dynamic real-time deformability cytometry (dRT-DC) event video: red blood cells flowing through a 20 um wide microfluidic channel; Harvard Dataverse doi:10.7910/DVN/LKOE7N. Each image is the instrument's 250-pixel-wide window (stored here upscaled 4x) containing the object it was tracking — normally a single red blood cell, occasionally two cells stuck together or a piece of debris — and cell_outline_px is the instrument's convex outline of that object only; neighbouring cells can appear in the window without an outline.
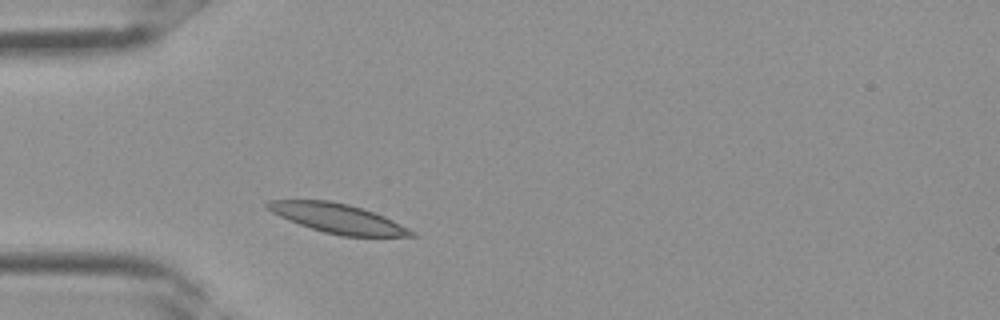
{"species": "Egyptian fruit bat (a non-hibernating species)", "species_latin": "Rousettus aegyptiacus", "temperature_condition": "room temperature", "stored_images_in_passage": 2, "camera_frame_rate_fps": 3000, "um_per_image_px": 0.085, "frame": {"image": 1, "passage_image": 2, "time_ms": 0.333, "image_size_px": [1000, 320], "cell_outline_px": [[420, 236], [340, 236], [324, 232], [300, 224], [280, 216], [264, 208], [264, 204], [268, 200], [328, 200], [348, 204], [384, 216], [416, 232]], "centroid_in_image_um": [28.69, 18.56], "position_along_channel_um": 56.3, "area_um2": 24.39}}